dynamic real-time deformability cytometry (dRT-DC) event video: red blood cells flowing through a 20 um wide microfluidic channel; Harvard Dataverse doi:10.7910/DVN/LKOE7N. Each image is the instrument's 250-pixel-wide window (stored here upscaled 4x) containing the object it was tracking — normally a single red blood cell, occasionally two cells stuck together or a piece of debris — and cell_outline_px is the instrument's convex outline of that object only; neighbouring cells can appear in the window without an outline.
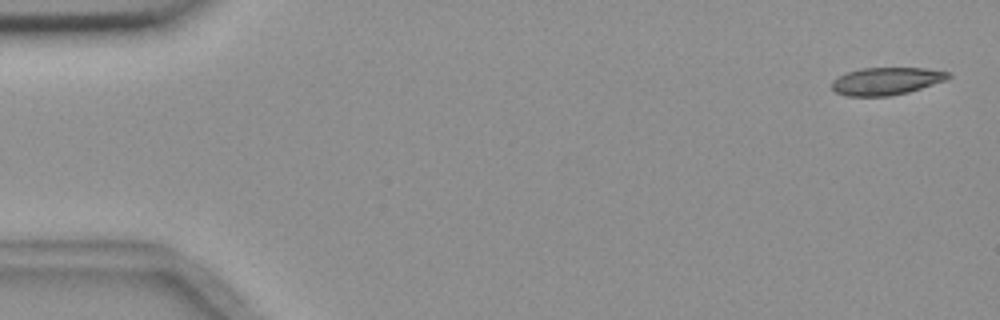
{"species": "common noctule bat (a hibernating species)", "species_latin": "Nyctalus noctula", "temperature_condition": "room temperature", "stored_images_in_passage": 4, "camera_frame_rate_fps": 3000, "um_per_image_px": 0.085, "animal": {"sex": "female", "body_mass_g": 18.4}, "frame": {"image": 1, "passage_image": 1, "time_ms": 0.0, "image_size_px": [1000, 320], "cell_outline_px": [[952, 76], [948, 80], [908, 92], [888, 96], [844, 96], [836, 92], [832, 88], [832, 80], [848, 72], [860, 68], [924, 68], [948, 72]], "centroid_in_image_um": [75.35, 6.9], "position_along_channel_um": 9.6, "area_um2": 18.67}}
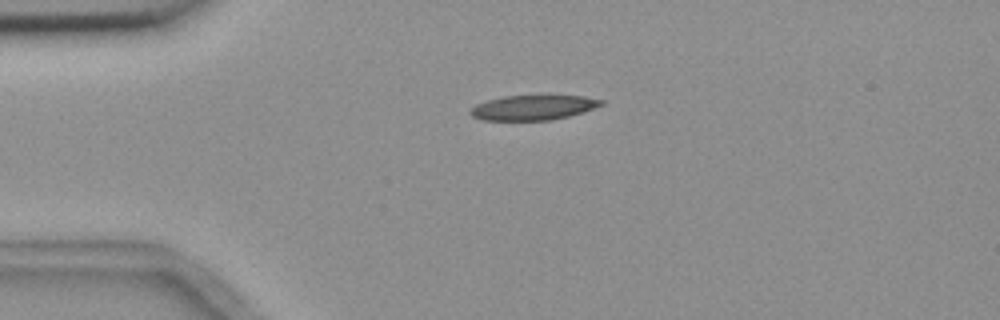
{"frame": {"image": 2, "passage_image": 4, "time_ms": 3.667, "image_size_px": [1000, 320], "cell_outline_px": [[604, 104], [568, 116], [552, 120], [484, 120], [472, 116], [468, 112], [476, 104], [488, 100], [504, 96], [544, 92], [584, 96], [604, 100]], "centroid_in_image_um": [45.35, 9.08], "position_along_channel_um": 39.7, "area_um2": 19.83}}